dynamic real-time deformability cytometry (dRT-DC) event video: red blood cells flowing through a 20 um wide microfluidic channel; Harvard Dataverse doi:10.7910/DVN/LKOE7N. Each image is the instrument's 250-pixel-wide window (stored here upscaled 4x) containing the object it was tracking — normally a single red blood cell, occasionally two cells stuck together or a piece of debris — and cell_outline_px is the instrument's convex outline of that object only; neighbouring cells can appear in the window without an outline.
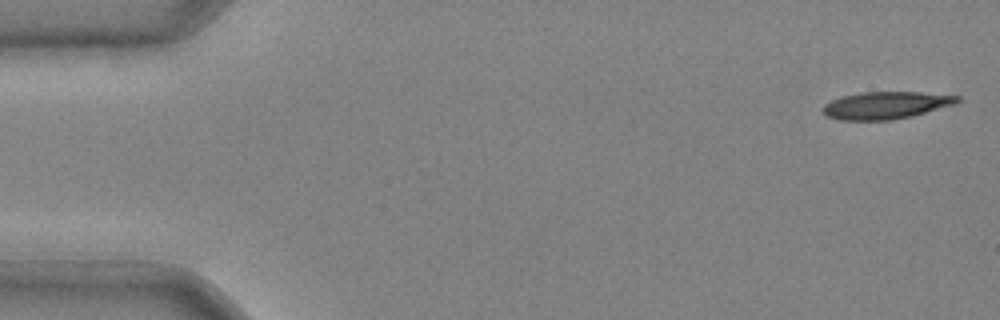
{"species": "common noctule bat (a hibernating species)", "species_latin": "Nyctalus noctula", "temperature_condition": "cold", "stored_images_in_passage": 4, "camera_frame_rate_fps": 3000, "um_per_image_px": 0.085, "animal": {"sex": "male", "body_mass_g": 20.4}, "frame": {"image": 1, "passage_image": 4, "time_ms": 1.0, "image_size_px": [1000, 320], "cell_outline_px": [[960, 100], [956, 104], [912, 116], [892, 120], [840, 120], [824, 116], [824, 104], [832, 100], [844, 96], [864, 92], [920, 92], [960, 96]], "centroid_in_image_um": [75.32, 8.95], "position_along_channel_um": 9.7, "area_um2": 21.33}}